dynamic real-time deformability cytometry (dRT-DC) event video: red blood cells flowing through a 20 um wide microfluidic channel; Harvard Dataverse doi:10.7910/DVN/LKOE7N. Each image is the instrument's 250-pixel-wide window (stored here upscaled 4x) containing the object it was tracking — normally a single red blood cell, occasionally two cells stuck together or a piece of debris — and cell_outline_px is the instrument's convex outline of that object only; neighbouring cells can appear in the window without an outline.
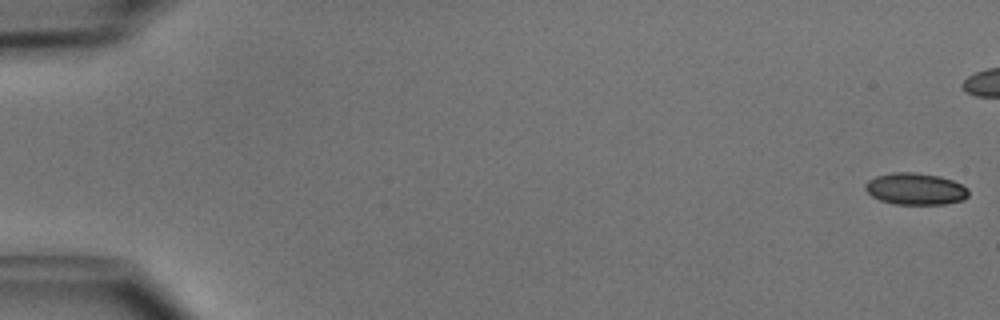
{"species": "common noctule bat (a hibernating species)", "species_latin": "Nyctalus noctula", "temperature_condition": "cold", "stored_images_in_passage": 5, "camera_frame_rate_fps": 3000, "um_per_image_px": 0.085, "animal": {"sex": "male", "body_mass_g": 15.6}, "frame": {"image": 1, "passage_image": 1, "time_ms": 0.0, "image_size_px": [1000, 320], "cell_outline_px": [[968, 196], [964, 200], [944, 204], [892, 204], [880, 200], [872, 196], [864, 188], [864, 184], [868, 180], [876, 176], [892, 172], [912, 172], [940, 176], [952, 180], [968, 188]], "centroid_in_image_um": [77.8, 16.06], "position_along_channel_um": 7.2, "area_um2": 19.19}}